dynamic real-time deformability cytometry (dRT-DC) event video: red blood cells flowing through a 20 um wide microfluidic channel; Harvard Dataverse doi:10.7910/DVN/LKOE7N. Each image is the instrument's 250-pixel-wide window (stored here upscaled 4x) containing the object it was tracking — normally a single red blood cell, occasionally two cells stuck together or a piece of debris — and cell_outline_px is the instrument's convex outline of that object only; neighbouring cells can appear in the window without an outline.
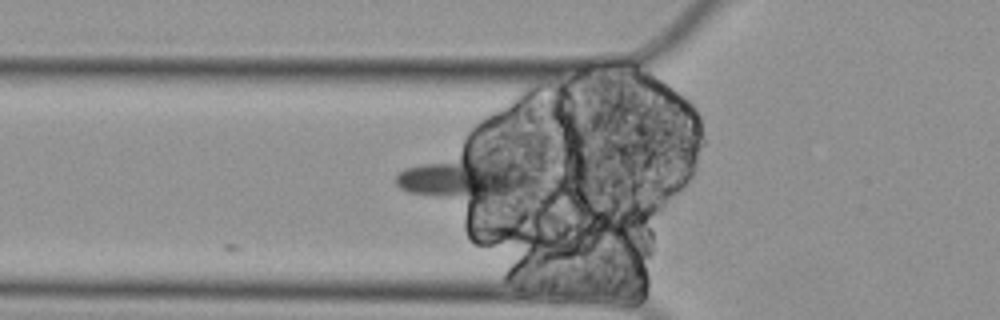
{"species": "Egyptian fruit bat (a non-hibernating species)", "species_latin": "Rousettus aegyptiacus", "temperature_condition": "cold", "stored_images_in_passage": 5, "camera_frame_rate_fps": 3000, "um_per_image_px": 0.085, "animal": {"sex": "female"}, "frame": {"image": 1, "passage_image": 5, "time_ms": 1.333, "image_size_px": [1000, 320], "cell_outline_px": [[528, 180], [520, 188], [472, 204], [408, 192], [400, 188], [396, 184], [396, 176], [404, 168], [464, 156], [480, 156], [528, 176]], "centroid_in_image_um": [39.17, 15.25], "position_along_channel_um": 86.6, "area_um2": 30.75}}